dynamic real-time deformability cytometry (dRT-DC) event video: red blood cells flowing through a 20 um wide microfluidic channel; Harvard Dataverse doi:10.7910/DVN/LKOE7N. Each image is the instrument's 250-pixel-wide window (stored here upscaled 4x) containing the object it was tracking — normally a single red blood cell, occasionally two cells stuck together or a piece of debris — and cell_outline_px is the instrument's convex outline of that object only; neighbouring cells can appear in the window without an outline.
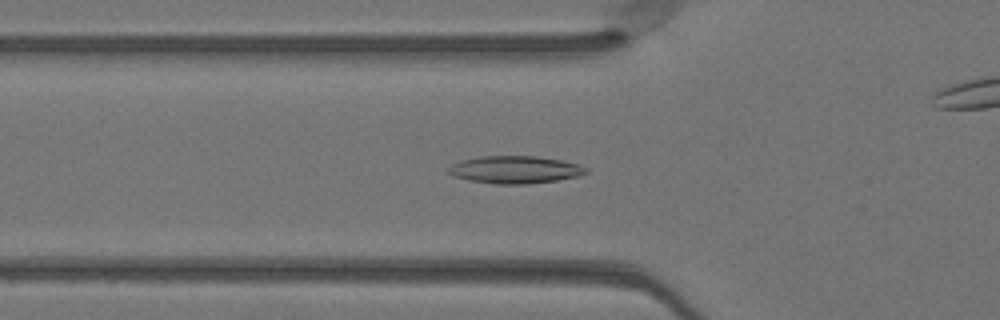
{"species": "Egyptian fruit bat (a non-hibernating species)", "species_latin": "Rousettus aegyptiacus", "temperature_condition": "warm", "stored_images_in_passage": 50, "camera_frame_rate_fps": 3000, "um_per_image_px": 0.085, "animal": {"sex": "female"}, "frame": {"image": 1, "passage_image": 17, "time_ms": 5.333, "image_size_px": [1000, 320], "cell_outline_px": [[588, 172], [576, 176], [556, 180], [528, 184], [496, 184], [468, 180], [452, 176], [448, 172], [448, 168], [452, 164], [460, 160], [480, 156], [536, 156], [560, 160], [580, 164], [588, 168]], "centroid_in_image_um": [43.75, 14.42], "position_along_channel_um": 82.1, "area_um2": 22.08}}
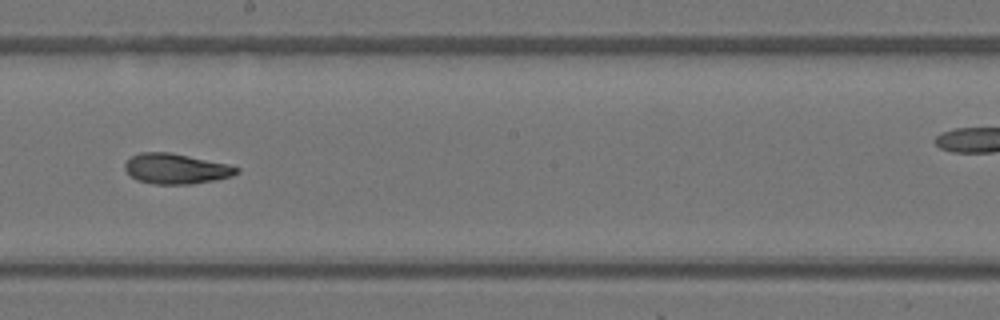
{"frame": {"image": 2, "passage_image": 28, "time_ms": 9.0, "image_size_px": [1000, 320], "cell_outline_px": [[240, 172], [232, 176], [216, 180], [188, 184], [152, 184], [136, 180], [124, 168], [124, 164], [132, 156], [140, 152], [172, 152], [228, 164], [240, 168]], "centroid_in_image_um": [14.98, 14.34], "position_along_channel_um": 233.2, "area_um2": 19.83}}
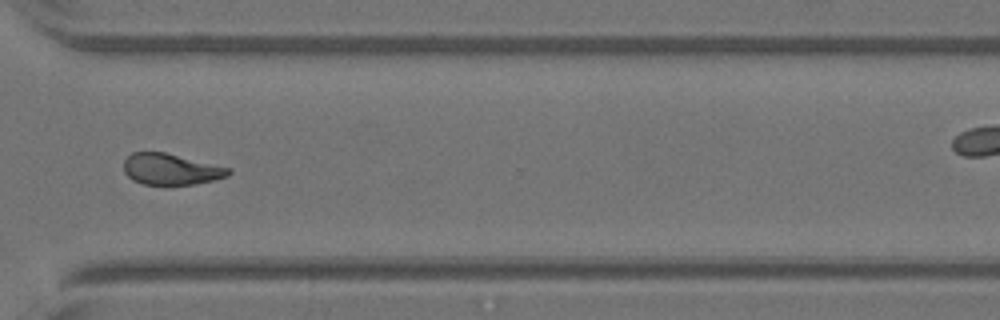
{"frame": {"image": 3, "passage_image": 37, "time_ms": 12.0, "image_size_px": [1000, 320], "cell_outline_px": [[232, 172], [228, 176], [212, 180], [192, 184], [144, 184], [132, 180], [124, 172], [124, 160], [132, 152], [164, 152], [232, 168]], "centroid_in_image_um": [14.53, 14.37], "position_along_channel_um": 356.1, "area_um2": 18.9}, "authors_computed_cell_mechanics": {"area_um2": 20.2589, "velocity_mm_per_s": 4.1057, "shape_relaxation_time_tau1_ms": 5.3442, "shape_relaxation_time_tau2_ms": 4.1655, "deformation_change_tau1": 0.151, "deformation_change_tau2": 0.1169}}